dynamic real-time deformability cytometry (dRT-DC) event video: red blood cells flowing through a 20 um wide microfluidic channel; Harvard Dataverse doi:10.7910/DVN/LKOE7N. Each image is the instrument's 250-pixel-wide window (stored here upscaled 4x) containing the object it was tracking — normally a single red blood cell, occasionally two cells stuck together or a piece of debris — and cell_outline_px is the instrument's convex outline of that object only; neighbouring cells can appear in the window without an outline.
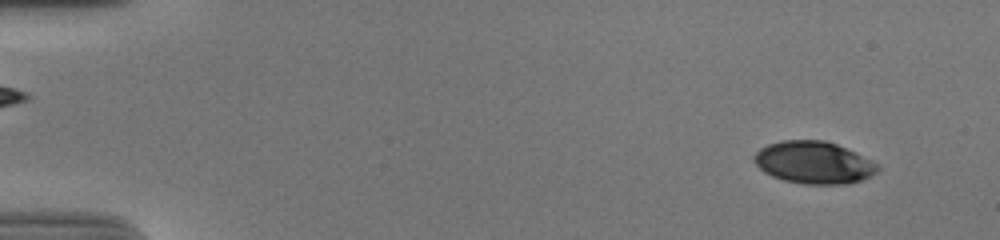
{"species": "human", "species_latin": "Homo sapiens", "temperature_condition": "cold", "stored_images_in_passage": 55, "camera_frame_rate_fps": 3000, "um_per_image_px": 0.085, "donor": {"sex": "male"}, "frame": {"image": 1, "passage_image": 4, "time_ms": 1.0, "image_size_px": [1000, 240], "cell_outline_px": [[880, 168], [872, 176], [848, 184], [804, 184], [784, 180], [772, 176], [764, 172], [752, 160], [752, 156], [760, 148], [768, 144], [784, 140], [824, 140], [836, 144], [872, 160], [880, 164]], "centroid_in_image_um": [69.17, 13.82], "position_along_channel_um": 15.8, "area_um2": 30.52}}
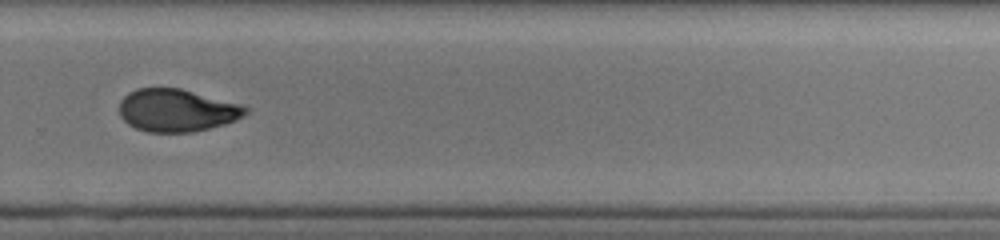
{"frame": {"image": 2, "passage_image": 39, "time_ms": 12.667, "image_size_px": [1000, 240], "cell_outline_px": [[248, 112], [244, 116], [236, 120], [224, 124], [192, 132], [148, 132], [136, 128], [128, 124], [120, 116], [120, 100], [128, 92], [136, 88], [180, 88], [240, 104], [248, 108]], "centroid_in_image_um": [15.01, 9.38], "position_along_channel_um": 314.8, "area_um2": 31.27}}
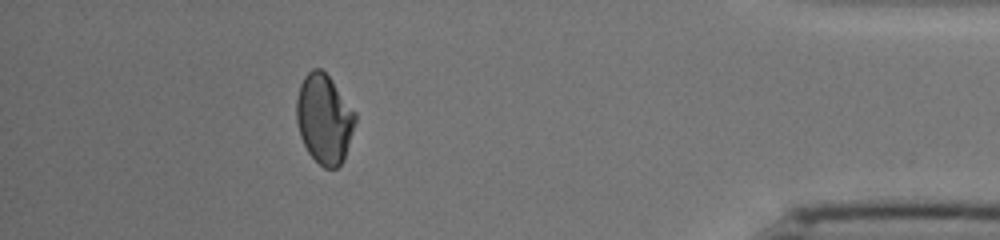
{"frame": {"image": 3, "passage_image": 50, "time_ms": 16.333, "image_size_px": [1000, 240], "cell_outline_px": [[356, 120], [344, 160], [336, 168], [324, 168], [308, 152], [300, 136], [296, 120], [296, 100], [300, 84], [304, 76], [312, 68], [320, 68], [332, 80], [356, 112]], "centroid_in_image_um": [27.55, 10.09], "position_along_channel_um": 407.6, "area_um2": 30.58}, "authors_computed_cell_mechanics": {"area_um2": 31.8478, "velocity_mm_per_s": 3.7034, "shape_relaxation_time_tau1_ms": 8.2584, "shape_relaxation_time_tau2_ms": 3.4293, "deformation_change_tau1": 0.1918, "deformation_change_tau2": 0.0745}}